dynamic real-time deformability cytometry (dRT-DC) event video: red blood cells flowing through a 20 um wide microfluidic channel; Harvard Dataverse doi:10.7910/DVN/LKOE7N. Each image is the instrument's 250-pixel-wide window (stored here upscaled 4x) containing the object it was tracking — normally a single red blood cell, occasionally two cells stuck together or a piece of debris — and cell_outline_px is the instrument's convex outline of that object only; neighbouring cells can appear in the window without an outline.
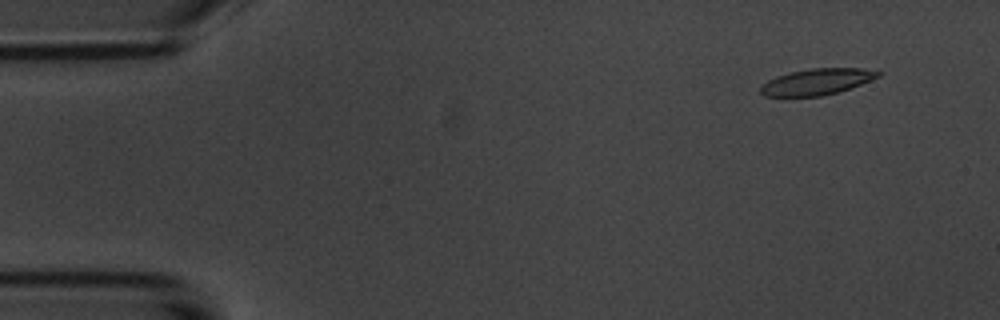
{"species": "common noctule bat (a hibernating species)", "species_latin": "Nyctalus noctula", "temperature_condition": "room temperature", "stored_images_in_passage": 6, "camera_frame_rate_fps": 3000, "um_per_image_px": 0.085, "animal": {"sex": "male", "body_mass_g": 20.1, "forearm_length_mm": 53.5}, "frame": {"image": 1, "passage_image": 2, "time_ms": 1.0, "image_size_px": [1000, 320], "cell_outline_px": [[884, 72], [880, 76], [860, 84], [824, 96], [764, 96], [760, 92], [760, 88], [768, 80], [776, 76], [792, 72], [812, 68], [860, 68]], "centroid_in_image_um": [69.44, 6.94], "position_along_channel_um": 15.6, "area_um2": 17.69}}